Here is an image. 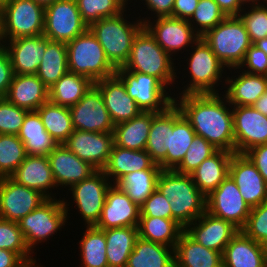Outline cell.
<instances>
[{"label":"cell","instance_id":"1","mask_svg":"<svg viewBox=\"0 0 267 267\" xmlns=\"http://www.w3.org/2000/svg\"><path fill=\"white\" fill-rule=\"evenodd\" d=\"M179 100L174 98V103L197 136L206 139L217 150L235 153L232 110L226 107L225 96L223 99L219 93L188 94L180 95Z\"/></svg>","mask_w":267,"mask_h":267},{"label":"cell","instance_id":"2","mask_svg":"<svg viewBox=\"0 0 267 267\" xmlns=\"http://www.w3.org/2000/svg\"><path fill=\"white\" fill-rule=\"evenodd\" d=\"M157 190L170 201L172 219L184 228L206 211V196L189 174L162 169L157 179Z\"/></svg>","mask_w":267,"mask_h":267},{"label":"cell","instance_id":"3","mask_svg":"<svg viewBox=\"0 0 267 267\" xmlns=\"http://www.w3.org/2000/svg\"><path fill=\"white\" fill-rule=\"evenodd\" d=\"M172 60L143 27L135 36L129 58L122 68L156 77L167 87L177 76Z\"/></svg>","mask_w":267,"mask_h":267},{"label":"cell","instance_id":"4","mask_svg":"<svg viewBox=\"0 0 267 267\" xmlns=\"http://www.w3.org/2000/svg\"><path fill=\"white\" fill-rule=\"evenodd\" d=\"M202 38L210 46L220 62L231 70L240 69L249 47L252 45L245 25L239 16H227Z\"/></svg>","mask_w":267,"mask_h":267},{"label":"cell","instance_id":"5","mask_svg":"<svg viewBox=\"0 0 267 267\" xmlns=\"http://www.w3.org/2000/svg\"><path fill=\"white\" fill-rule=\"evenodd\" d=\"M136 22L130 23L124 19L123 11L117 16L102 18L89 26L103 47L107 59L116 69L127 62L134 38L144 27L141 19Z\"/></svg>","mask_w":267,"mask_h":267},{"label":"cell","instance_id":"6","mask_svg":"<svg viewBox=\"0 0 267 267\" xmlns=\"http://www.w3.org/2000/svg\"><path fill=\"white\" fill-rule=\"evenodd\" d=\"M68 70L94 83L115 75L116 68L107 59L103 47L88 28L66 43Z\"/></svg>","mask_w":267,"mask_h":267},{"label":"cell","instance_id":"7","mask_svg":"<svg viewBox=\"0 0 267 267\" xmlns=\"http://www.w3.org/2000/svg\"><path fill=\"white\" fill-rule=\"evenodd\" d=\"M69 204L65 200L47 198L32 212L17 223L24 235L25 242L32 253L37 243L49 240V236L57 233L68 219Z\"/></svg>","mask_w":267,"mask_h":267},{"label":"cell","instance_id":"8","mask_svg":"<svg viewBox=\"0 0 267 267\" xmlns=\"http://www.w3.org/2000/svg\"><path fill=\"white\" fill-rule=\"evenodd\" d=\"M44 14L45 8L33 0H10L0 10V42L42 35Z\"/></svg>","mask_w":267,"mask_h":267},{"label":"cell","instance_id":"9","mask_svg":"<svg viewBox=\"0 0 267 267\" xmlns=\"http://www.w3.org/2000/svg\"><path fill=\"white\" fill-rule=\"evenodd\" d=\"M115 75L123 82L128 95L143 112H163L174 103V98L158 78L119 67Z\"/></svg>","mask_w":267,"mask_h":267},{"label":"cell","instance_id":"10","mask_svg":"<svg viewBox=\"0 0 267 267\" xmlns=\"http://www.w3.org/2000/svg\"><path fill=\"white\" fill-rule=\"evenodd\" d=\"M192 46V54L188 64L191 80L187 83L181 95L188 94H217L214 87L222 78L225 66L212 52L210 46L200 37ZM220 78V79H219Z\"/></svg>","mask_w":267,"mask_h":267},{"label":"cell","instance_id":"11","mask_svg":"<svg viewBox=\"0 0 267 267\" xmlns=\"http://www.w3.org/2000/svg\"><path fill=\"white\" fill-rule=\"evenodd\" d=\"M88 28L76 0H57L45 7L43 35L51 41L67 43Z\"/></svg>","mask_w":267,"mask_h":267},{"label":"cell","instance_id":"12","mask_svg":"<svg viewBox=\"0 0 267 267\" xmlns=\"http://www.w3.org/2000/svg\"><path fill=\"white\" fill-rule=\"evenodd\" d=\"M206 211L233 223L241 230L247 222L251 208L244 201L236 183L228 176L206 197Z\"/></svg>","mask_w":267,"mask_h":267},{"label":"cell","instance_id":"13","mask_svg":"<svg viewBox=\"0 0 267 267\" xmlns=\"http://www.w3.org/2000/svg\"><path fill=\"white\" fill-rule=\"evenodd\" d=\"M111 183V184H110ZM112 182L102 170L71 186L72 196L87 226H96L103 209L107 190Z\"/></svg>","mask_w":267,"mask_h":267},{"label":"cell","instance_id":"14","mask_svg":"<svg viewBox=\"0 0 267 267\" xmlns=\"http://www.w3.org/2000/svg\"><path fill=\"white\" fill-rule=\"evenodd\" d=\"M74 130L113 132L114 123L105 107L100 89L93 84L83 98L69 107Z\"/></svg>","mask_w":267,"mask_h":267},{"label":"cell","instance_id":"15","mask_svg":"<svg viewBox=\"0 0 267 267\" xmlns=\"http://www.w3.org/2000/svg\"><path fill=\"white\" fill-rule=\"evenodd\" d=\"M47 198L35 189L16 183L10 177L0 178V218L18 222Z\"/></svg>","mask_w":267,"mask_h":267},{"label":"cell","instance_id":"16","mask_svg":"<svg viewBox=\"0 0 267 267\" xmlns=\"http://www.w3.org/2000/svg\"><path fill=\"white\" fill-rule=\"evenodd\" d=\"M233 116L235 153L267 144V116L253 106H230Z\"/></svg>","mask_w":267,"mask_h":267},{"label":"cell","instance_id":"17","mask_svg":"<svg viewBox=\"0 0 267 267\" xmlns=\"http://www.w3.org/2000/svg\"><path fill=\"white\" fill-rule=\"evenodd\" d=\"M144 27L154 37L155 41L170 56L185 47H192L200 36L193 30L188 20L167 17H157L152 23L145 18L141 19ZM153 24V25H152Z\"/></svg>","mask_w":267,"mask_h":267},{"label":"cell","instance_id":"18","mask_svg":"<svg viewBox=\"0 0 267 267\" xmlns=\"http://www.w3.org/2000/svg\"><path fill=\"white\" fill-rule=\"evenodd\" d=\"M229 176L238 186L244 201L250 208L267 201V183L245 154L233 153Z\"/></svg>","mask_w":267,"mask_h":267},{"label":"cell","instance_id":"19","mask_svg":"<svg viewBox=\"0 0 267 267\" xmlns=\"http://www.w3.org/2000/svg\"><path fill=\"white\" fill-rule=\"evenodd\" d=\"M239 231L233 223L217 218L207 211L184 228V232L196 243L222 254Z\"/></svg>","mask_w":267,"mask_h":267},{"label":"cell","instance_id":"20","mask_svg":"<svg viewBox=\"0 0 267 267\" xmlns=\"http://www.w3.org/2000/svg\"><path fill=\"white\" fill-rule=\"evenodd\" d=\"M64 145L78 158L102 170L114 145L113 132L99 133L74 130Z\"/></svg>","mask_w":267,"mask_h":267},{"label":"cell","instance_id":"21","mask_svg":"<svg viewBox=\"0 0 267 267\" xmlns=\"http://www.w3.org/2000/svg\"><path fill=\"white\" fill-rule=\"evenodd\" d=\"M139 219L140 207L116 184L111 185L96 227L102 230L138 227Z\"/></svg>","mask_w":267,"mask_h":267},{"label":"cell","instance_id":"22","mask_svg":"<svg viewBox=\"0 0 267 267\" xmlns=\"http://www.w3.org/2000/svg\"><path fill=\"white\" fill-rule=\"evenodd\" d=\"M47 157L56 188L59 186L70 188L97 171L90 163L78 158L64 144H58Z\"/></svg>","mask_w":267,"mask_h":267},{"label":"cell","instance_id":"23","mask_svg":"<svg viewBox=\"0 0 267 267\" xmlns=\"http://www.w3.org/2000/svg\"><path fill=\"white\" fill-rule=\"evenodd\" d=\"M94 84L100 89L105 107L114 125L129 121L142 112L116 75L98 80Z\"/></svg>","mask_w":267,"mask_h":267},{"label":"cell","instance_id":"24","mask_svg":"<svg viewBox=\"0 0 267 267\" xmlns=\"http://www.w3.org/2000/svg\"><path fill=\"white\" fill-rule=\"evenodd\" d=\"M1 44L9 53L14 74H36L46 50V36L20 37Z\"/></svg>","mask_w":267,"mask_h":267},{"label":"cell","instance_id":"25","mask_svg":"<svg viewBox=\"0 0 267 267\" xmlns=\"http://www.w3.org/2000/svg\"><path fill=\"white\" fill-rule=\"evenodd\" d=\"M10 178L16 183L39 191L46 198H52L49 190L56 187L47 156L27 155Z\"/></svg>","mask_w":267,"mask_h":267},{"label":"cell","instance_id":"26","mask_svg":"<svg viewBox=\"0 0 267 267\" xmlns=\"http://www.w3.org/2000/svg\"><path fill=\"white\" fill-rule=\"evenodd\" d=\"M5 98L13 105L36 111L49 100V92L36 74H14Z\"/></svg>","mask_w":267,"mask_h":267},{"label":"cell","instance_id":"27","mask_svg":"<svg viewBox=\"0 0 267 267\" xmlns=\"http://www.w3.org/2000/svg\"><path fill=\"white\" fill-rule=\"evenodd\" d=\"M266 248L241 230L231 239L222 254L223 267H265Z\"/></svg>","mask_w":267,"mask_h":267},{"label":"cell","instance_id":"28","mask_svg":"<svg viewBox=\"0 0 267 267\" xmlns=\"http://www.w3.org/2000/svg\"><path fill=\"white\" fill-rule=\"evenodd\" d=\"M238 77H228L225 98L229 106H253L267 92V76L243 71Z\"/></svg>","mask_w":267,"mask_h":267},{"label":"cell","instance_id":"29","mask_svg":"<svg viewBox=\"0 0 267 267\" xmlns=\"http://www.w3.org/2000/svg\"><path fill=\"white\" fill-rule=\"evenodd\" d=\"M154 165L146 150H130L113 145L102 171L111 182L113 181V184H116L126 174L151 169Z\"/></svg>","mask_w":267,"mask_h":267},{"label":"cell","instance_id":"30","mask_svg":"<svg viewBox=\"0 0 267 267\" xmlns=\"http://www.w3.org/2000/svg\"><path fill=\"white\" fill-rule=\"evenodd\" d=\"M170 132H173V104L163 112H153L152 124L145 147L152 161L161 169H166L167 150H170Z\"/></svg>","mask_w":267,"mask_h":267},{"label":"cell","instance_id":"31","mask_svg":"<svg viewBox=\"0 0 267 267\" xmlns=\"http://www.w3.org/2000/svg\"><path fill=\"white\" fill-rule=\"evenodd\" d=\"M232 155L231 152L217 150L190 174L197 188L206 197L229 176Z\"/></svg>","mask_w":267,"mask_h":267},{"label":"cell","instance_id":"32","mask_svg":"<svg viewBox=\"0 0 267 267\" xmlns=\"http://www.w3.org/2000/svg\"><path fill=\"white\" fill-rule=\"evenodd\" d=\"M175 267H223L222 253L196 243L185 232L174 248Z\"/></svg>","mask_w":267,"mask_h":267},{"label":"cell","instance_id":"33","mask_svg":"<svg viewBox=\"0 0 267 267\" xmlns=\"http://www.w3.org/2000/svg\"><path fill=\"white\" fill-rule=\"evenodd\" d=\"M18 137L23 142L27 155L48 156L58 145L46 131L37 111L26 114Z\"/></svg>","mask_w":267,"mask_h":267},{"label":"cell","instance_id":"34","mask_svg":"<svg viewBox=\"0 0 267 267\" xmlns=\"http://www.w3.org/2000/svg\"><path fill=\"white\" fill-rule=\"evenodd\" d=\"M153 112H141L129 121L114 126V145L130 150H145Z\"/></svg>","mask_w":267,"mask_h":267},{"label":"cell","instance_id":"35","mask_svg":"<svg viewBox=\"0 0 267 267\" xmlns=\"http://www.w3.org/2000/svg\"><path fill=\"white\" fill-rule=\"evenodd\" d=\"M126 267H175L174 248L138 237Z\"/></svg>","mask_w":267,"mask_h":267},{"label":"cell","instance_id":"36","mask_svg":"<svg viewBox=\"0 0 267 267\" xmlns=\"http://www.w3.org/2000/svg\"><path fill=\"white\" fill-rule=\"evenodd\" d=\"M106 236V255L109 267H126L128 258L134 250L138 227H120L104 230Z\"/></svg>","mask_w":267,"mask_h":267},{"label":"cell","instance_id":"37","mask_svg":"<svg viewBox=\"0 0 267 267\" xmlns=\"http://www.w3.org/2000/svg\"><path fill=\"white\" fill-rule=\"evenodd\" d=\"M68 71L66 43L51 41L46 37V50L36 75L49 89Z\"/></svg>","mask_w":267,"mask_h":267},{"label":"cell","instance_id":"38","mask_svg":"<svg viewBox=\"0 0 267 267\" xmlns=\"http://www.w3.org/2000/svg\"><path fill=\"white\" fill-rule=\"evenodd\" d=\"M195 137L193 127L173 103V132H170V150H167L166 169L174 170L181 163Z\"/></svg>","mask_w":267,"mask_h":267},{"label":"cell","instance_id":"39","mask_svg":"<svg viewBox=\"0 0 267 267\" xmlns=\"http://www.w3.org/2000/svg\"><path fill=\"white\" fill-rule=\"evenodd\" d=\"M183 232L184 227L173 219L140 216L138 234L142 239L175 248Z\"/></svg>","mask_w":267,"mask_h":267},{"label":"cell","instance_id":"40","mask_svg":"<svg viewBox=\"0 0 267 267\" xmlns=\"http://www.w3.org/2000/svg\"><path fill=\"white\" fill-rule=\"evenodd\" d=\"M93 84L89 78L68 71L48 89L49 101L69 108L77 104Z\"/></svg>","mask_w":267,"mask_h":267},{"label":"cell","instance_id":"41","mask_svg":"<svg viewBox=\"0 0 267 267\" xmlns=\"http://www.w3.org/2000/svg\"><path fill=\"white\" fill-rule=\"evenodd\" d=\"M161 170V167L155 164L151 169L126 174L116 185L140 207L157 188V179Z\"/></svg>","mask_w":267,"mask_h":267},{"label":"cell","instance_id":"42","mask_svg":"<svg viewBox=\"0 0 267 267\" xmlns=\"http://www.w3.org/2000/svg\"><path fill=\"white\" fill-rule=\"evenodd\" d=\"M36 111L39 113L46 131L55 142L64 144L74 131L69 108L48 100Z\"/></svg>","mask_w":267,"mask_h":267},{"label":"cell","instance_id":"43","mask_svg":"<svg viewBox=\"0 0 267 267\" xmlns=\"http://www.w3.org/2000/svg\"><path fill=\"white\" fill-rule=\"evenodd\" d=\"M79 242L81 261L84 267H109L106 255V236L104 230L96 226H86Z\"/></svg>","mask_w":267,"mask_h":267},{"label":"cell","instance_id":"44","mask_svg":"<svg viewBox=\"0 0 267 267\" xmlns=\"http://www.w3.org/2000/svg\"><path fill=\"white\" fill-rule=\"evenodd\" d=\"M26 156L18 135L0 134V178L10 177Z\"/></svg>","mask_w":267,"mask_h":267},{"label":"cell","instance_id":"45","mask_svg":"<svg viewBox=\"0 0 267 267\" xmlns=\"http://www.w3.org/2000/svg\"><path fill=\"white\" fill-rule=\"evenodd\" d=\"M76 3L88 27L102 18L117 16L127 11L122 0H76Z\"/></svg>","mask_w":267,"mask_h":267},{"label":"cell","instance_id":"46","mask_svg":"<svg viewBox=\"0 0 267 267\" xmlns=\"http://www.w3.org/2000/svg\"><path fill=\"white\" fill-rule=\"evenodd\" d=\"M226 17L214 0H199L196 10L188 22L193 27V30L202 37Z\"/></svg>","mask_w":267,"mask_h":267},{"label":"cell","instance_id":"47","mask_svg":"<svg viewBox=\"0 0 267 267\" xmlns=\"http://www.w3.org/2000/svg\"><path fill=\"white\" fill-rule=\"evenodd\" d=\"M0 248L17 253L24 261L33 259L17 222L0 218Z\"/></svg>","mask_w":267,"mask_h":267},{"label":"cell","instance_id":"48","mask_svg":"<svg viewBox=\"0 0 267 267\" xmlns=\"http://www.w3.org/2000/svg\"><path fill=\"white\" fill-rule=\"evenodd\" d=\"M216 151L217 149L211 143L196 135L183 160L174 170L178 173L190 175Z\"/></svg>","mask_w":267,"mask_h":267},{"label":"cell","instance_id":"49","mask_svg":"<svg viewBox=\"0 0 267 267\" xmlns=\"http://www.w3.org/2000/svg\"><path fill=\"white\" fill-rule=\"evenodd\" d=\"M267 4L251 5L248 12L242 10L238 15L243 21L252 44L263 38H267ZM243 12V14H242Z\"/></svg>","mask_w":267,"mask_h":267},{"label":"cell","instance_id":"50","mask_svg":"<svg viewBox=\"0 0 267 267\" xmlns=\"http://www.w3.org/2000/svg\"><path fill=\"white\" fill-rule=\"evenodd\" d=\"M241 231L267 248V201L251 208L247 222Z\"/></svg>","mask_w":267,"mask_h":267},{"label":"cell","instance_id":"51","mask_svg":"<svg viewBox=\"0 0 267 267\" xmlns=\"http://www.w3.org/2000/svg\"><path fill=\"white\" fill-rule=\"evenodd\" d=\"M29 111L0 98V134L18 135Z\"/></svg>","mask_w":267,"mask_h":267},{"label":"cell","instance_id":"52","mask_svg":"<svg viewBox=\"0 0 267 267\" xmlns=\"http://www.w3.org/2000/svg\"><path fill=\"white\" fill-rule=\"evenodd\" d=\"M170 201L157 188L140 206V216L172 219Z\"/></svg>","mask_w":267,"mask_h":267},{"label":"cell","instance_id":"53","mask_svg":"<svg viewBox=\"0 0 267 267\" xmlns=\"http://www.w3.org/2000/svg\"><path fill=\"white\" fill-rule=\"evenodd\" d=\"M248 68L245 72L267 76V54L252 44L246 52L241 68Z\"/></svg>","mask_w":267,"mask_h":267},{"label":"cell","instance_id":"54","mask_svg":"<svg viewBox=\"0 0 267 267\" xmlns=\"http://www.w3.org/2000/svg\"><path fill=\"white\" fill-rule=\"evenodd\" d=\"M13 69L8 51L0 44V98H5L13 78Z\"/></svg>","mask_w":267,"mask_h":267},{"label":"cell","instance_id":"55","mask_svg":"<svg viewBox=\"0 0 267 267\" xmlns=\"http://www.w3.org/2000/svg\"><path fill=\"white\" fill-rule=\"evenodd\" d=\"M256 166L259 173L267 183V144H262L251 148L244 153Z\"/></svg>","mask_w":267,"mask_h":267},{"label":"cell","instance_id":"56","mask_svg":"<svg viewBox=\"0 0 267 267\" xmlns=\"http://www.w3.org/2000/svg\"><path fill=\"white\" fill-rule=\"evenodd\" d=\"M199 0H175L170 17L189 20L195 12Z\"/></svg>","mask_w":267,"mask_h":267},{"label":"cell","instance_id":"57","mask_svg":"<svg viewBox=\"0 0 267 267\" xmlns=\"http://www.w3.org/2000/svg\"><path fill=\"white\" fill-rule=\"evenodd\" d=\"M148 10L156 14L155 17H167L172 15L175 0H142Z\"/></svg>","mask_w":267,"mask_h":267},{"label":"cell","instance_id":"58","mask_svg":"<svg viewBox=\"0 0 267 267\" xmlns=\"http://www.w3.org/2000/svg\"><path fill=\"white\" fill-rule=\"evenodd\" d=\"M226 16H238L244 5L241 0H214ZM243 6V7H242Z\"/></svg>","mask_w":267,"mask_h":267},{"label":"cell","instance_id":"59","mask_svg":"<svg viewBox=\"0 0 267 267\" xmlns=\"http://www.w3.org/2000/svg\"><path fill=\"white\" fill-rule=\"evenodd\" d=\"M24 262L17 253L0 248V267H19Z\"/></svg>","mask_w":267,"mask_h":267},{"label":"cell","instance_id":"60","mask_svg":"<svg viewBox=\"0 0 267 267\" xmlns=\"http://www.w3.org/2000/svg\"><path fill=\"white\" fill-rule=\"evenodd\" d=\"M253 107L267 116V92L257 99Z\"/></svg>","mask_w":267,"mask_h":267},{"label":"cell","instance_id":"61","mask_svg":"<svg viewBox=\"0 0 267 267\" xmlns=\"http://www.w3.org/2000/svg\"><path fill=\"white\" fill-rule=\"evenodd\" d=\"M255 46L263 50L267 54V38H263L254 43Z\"/></svg>","mask_w":267,"mask_h":267},{"label":"cell","instance_id":"62","mask_svg":"<svg viewBox=\"0 0 267 267\" xmlns=\"http://www.w3.org/2000/svg\"><path fill=\"white\" fill-rule=\"evenodd\" d=\"M33 1L45 8L57 0H33Z\"/></svg>","mask_w":267,"mask_h":267},{"label":"cell","instance_id":"63","mask_svg":"<svg viewBox=\"0 0 267 267\" xmlns=\"http://www.w3.org/2000/svg\"><path fill=\"white\" fill-rule=\"evenodd\" d=\"M35 263L36 262V259H31V260H28V261H25L21 266L19 267H40V265H36Z\"/></svg>","mask_w":267,"mask_h":267},{"label":"cell","instance_id":"64","mask_svg":"<svg viewBox=\"0 0 267 267\" xmlns=\"http://www.w3.org/2000/svg\"><path fill=\"white\" fill-rule=\"evenodd\" d=\"M241 1H242L243 5L246 4L247 2H248V3H249V2H250V3L252 2L251 4H253V5H254V4H261V3H259L260 0H241ZM258 1H259V2H258ZM263 1H264L263 3H265V2L267 3V0H263Z\"/></svg>","mask_w":267,"mask_h":267},{"label":"cell","instance_id":"65","mask_svg":"<svg viewBox=\"0 0 267 267\" xmlns=\"http://www.w3.org/2000/svg\"><path fill=\"white\" fill-rule=\"evenodd\" d=\"M10 0H0V10L9 2Z\"/></svg>","mask_w":267,"mask_h":267},{"label":"cell","instance_id":"66","mask_svg":"<svg viewBox=\"0 0 267 267\" xmlns=\"http://www.w3.org/2000/svg\"><path fill=\"white\" fill-rule=\"evenodd\" d=\"M265 267H267V248H266V259H265Z\"/></svg>","mask_w":267,"mask_h":267},{"label":"cell","instance_id":"67","mask_svg":"<svg viewBox=\"0 0 267 267\" xmlns=\"http://www.w3.org/2000/svg\"><path fill=\"white\" fill-rule=\"evenodd\" d=\"M129 0H122V2L124 3V5L126 6L128 4ZM127 3V4H126Z\"/></svg>","mask_w":267,"mask_h":267}]
</instances>
